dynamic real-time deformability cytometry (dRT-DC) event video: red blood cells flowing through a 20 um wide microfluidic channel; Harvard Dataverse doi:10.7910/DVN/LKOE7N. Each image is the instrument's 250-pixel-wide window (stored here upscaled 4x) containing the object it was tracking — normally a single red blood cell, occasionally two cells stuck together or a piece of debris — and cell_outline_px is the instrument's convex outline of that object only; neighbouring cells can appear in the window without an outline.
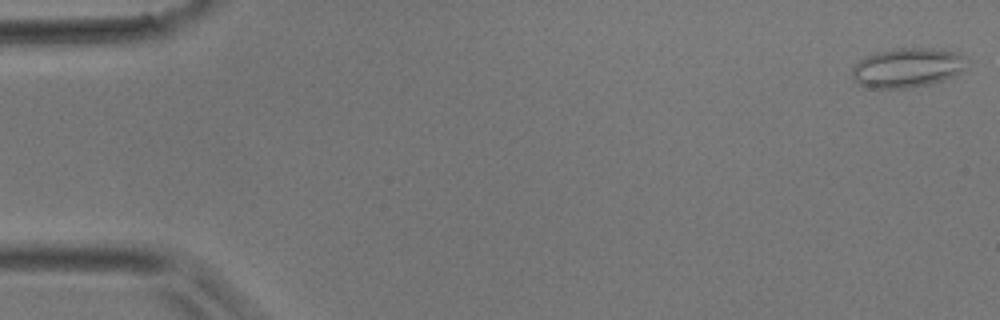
{"species": "common noctule bat (a hibernating species)", "species_latin": "Nyctalus noctula", "temperature_condition": "room temperature", "stored_images_in_passage": 5, "segment_of_instrument_passage": [1, 2], "camera_frame_rate_fps": 3000, "um_per_image_px": 0.085, "animal": {"sex": "male", "body_mass_g": 17.9}, "frame": {"image": 1, "passage_image": 1, "time_ms": 0.0, "image_size_px": [1000, 320], "cell_outline_px": [[968, 60], [964, 68], [956, 76], [944, 80], [928, 84], [908, 88], [872, 88], [860, 84], [852, 76], [852, 68], [860, 60], [876, 52], [900, 48], [932, 48], [960, 52], [968, 56]], "centroid_in_image_um": [77.2, 5.74], "position_along_channel_um": 7.8, "area_um2": 26.47}}